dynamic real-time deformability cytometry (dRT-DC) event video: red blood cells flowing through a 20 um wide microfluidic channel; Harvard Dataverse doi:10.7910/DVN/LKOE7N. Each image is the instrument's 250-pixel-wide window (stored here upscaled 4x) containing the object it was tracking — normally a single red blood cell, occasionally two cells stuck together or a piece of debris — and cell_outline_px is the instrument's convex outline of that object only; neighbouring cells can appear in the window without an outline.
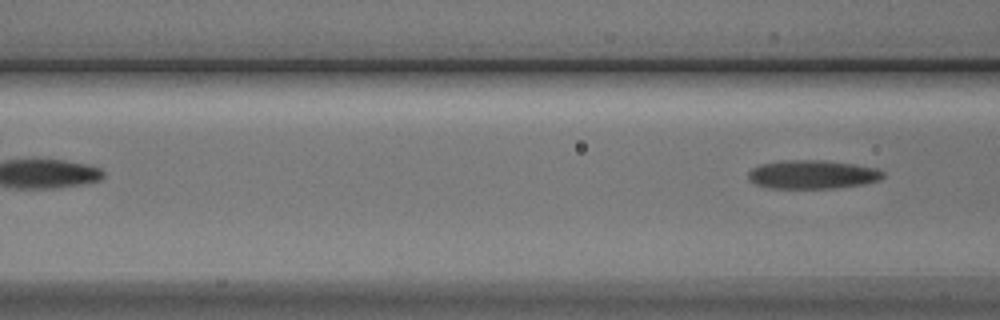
{"species": "Egyptian fruit bat (a non-hibernating species)", "species_latin": "Rousettus aegyptiacus", "temperature_condition": "cold", "stored_images_in_passage": 4, "camera_frame_rate_fps": 3000, "um_per_image_px": 0.085, "animal": {"sex": "male"}, "frame": {"image": 1, "passage_image": 4, "time_ms": 3.667, "image_size_px": [1000, 320], "cell_outline_px": [[884, 176], [880, 180], [864, 184], [836, 188], [768, 188], [756, 184], [748, 180], [748, 172], [752, 168], [760, 164], [784, 160], [824, 160], [852, 164], [876, 168], [884, 172]], "centroid_in_image_um": [69.04, 14.83], "position_along_channel_um": 97.6, "area_um2": 22.6}}